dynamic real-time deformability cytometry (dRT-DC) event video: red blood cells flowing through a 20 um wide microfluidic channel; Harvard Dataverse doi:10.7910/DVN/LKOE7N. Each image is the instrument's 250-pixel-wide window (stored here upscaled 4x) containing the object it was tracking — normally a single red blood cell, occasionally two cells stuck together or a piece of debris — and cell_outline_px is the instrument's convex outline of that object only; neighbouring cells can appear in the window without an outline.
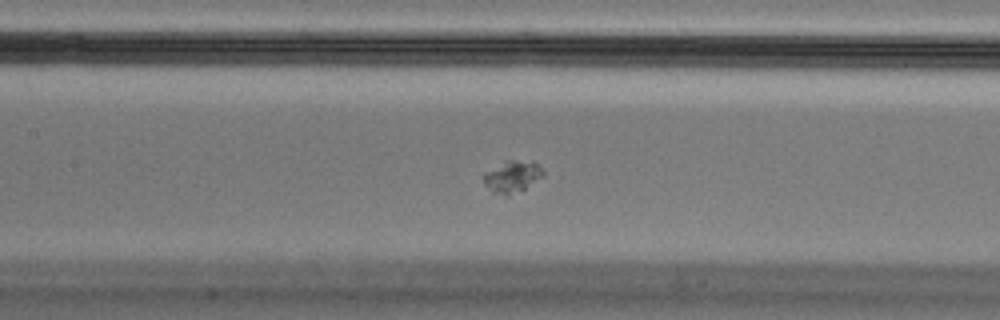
{"species": "Egyptian fruit bat (a non-hibernating species)", "species_latin": "Rousettus aegyptiacus", "temperature_condition": "cold", "stored_images_in_passage": 59, "segment_of_instrument_passage": [1, 2], "camera_frame_rate_fps": 3000, "um_per_image_px": 0.085, "animal": {"sex": "male"}, "frame": {"image": 1, "passage_image": 28, "time_ms": 9.0, "image_size_px": [1000, 320], "cell_outline_px": [[544, 176], [524, 188], [508, 196], [492, 192], [484, 184], [484, 172], [504, 160], [532, 160], [544, 172]], "centroid_in_image_um": [43.52, 14.98], "position_along_channel_um": 163.9, "area_um2": 11.04}}
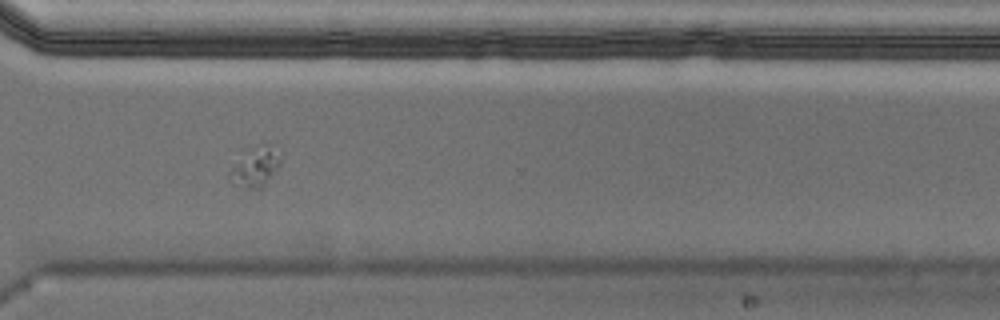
{"frame": {"image": 2, "passage_image": 44, "time_ms": 14.333, "image_size_px": [1000, 320], "cell_outline_px": [[280, 164], [264, 188], [248, 188], [232, 184], [228, 176], [228, 172], [244, 148], [264, 144], [280, 160]], "centroid_in_image_um": [21.59, 14.23], "position_along_channel_um": 349.0, "area_um2": 11.62}}
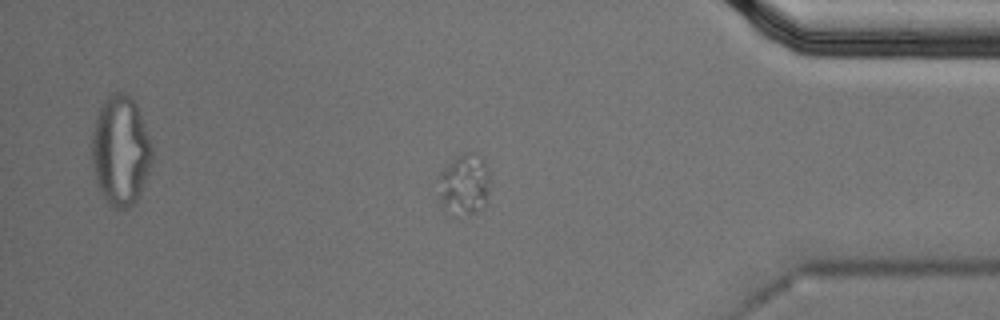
{"frame": {"image": 3, "passage_image": 50, "time_ms": 16.333, "image_size_px": [1000, 320], "cell_outline_px": [[488, 188], [484, 208], [468, 216], [456, 216], [444, 212], [440, 208], [440, 172], [456, 156], [464, 152], [472, 152], [480, 156], [484, 160], [488, 168]], "centroid_in_image_um": [39.44, 15.73], "position_along_channel_um": 395.8, "area_um2": 18.73}}